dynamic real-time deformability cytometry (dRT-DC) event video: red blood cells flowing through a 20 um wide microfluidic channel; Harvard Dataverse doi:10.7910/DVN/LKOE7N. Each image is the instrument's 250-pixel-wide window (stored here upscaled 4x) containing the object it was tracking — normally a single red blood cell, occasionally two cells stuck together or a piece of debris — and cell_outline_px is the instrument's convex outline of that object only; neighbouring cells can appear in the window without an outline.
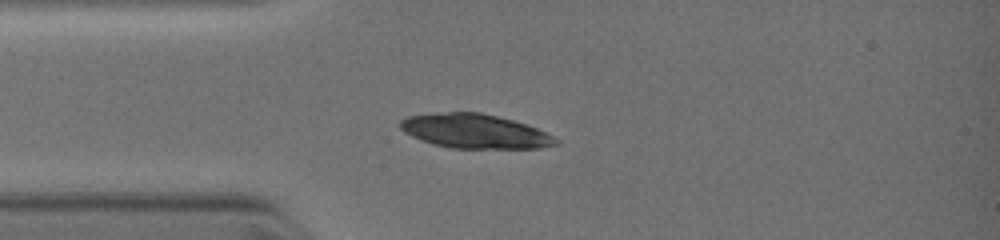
{"species": "common noctule bat (a hibernating species)", "species_latin": "Nyctalus noctula", "temperature_condition": "warm", "stored_images_in_passage": 3, "camera_frame_rate_fps": 3000, "um_per_image_px": 0.085, "animal": {"sex": "female", "body_mass_g": 19.0, "forearm_length_mm": 51.5}, "frame": {"image": 1, "passage_image": 3, "time_ms": 1.667, "image_size_px": [1000, 240], "cell_outline_px": [[560, 144], [540, 148], [452, 148], [432, 144], [420, 140], [404, 132], [400, 128], [400, 120], [408, 116], [448, 112], [480, 112], [512, 120], [536, 128], [560, 140]], "centroid_in_image_um": [40.35, 11.16], "position_along_channel_um": 44.6, "area_um2": 30.87}}